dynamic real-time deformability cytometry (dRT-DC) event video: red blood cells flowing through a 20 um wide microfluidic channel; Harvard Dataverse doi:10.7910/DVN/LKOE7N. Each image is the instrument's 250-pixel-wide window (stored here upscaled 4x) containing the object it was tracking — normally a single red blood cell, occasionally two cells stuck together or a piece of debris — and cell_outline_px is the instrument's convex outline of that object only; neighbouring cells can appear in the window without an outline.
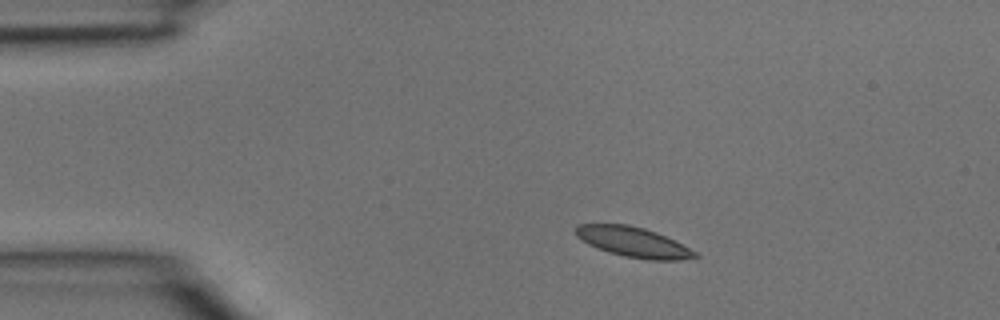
{"species": "common noctule bat (a hibernating species)", "species_latin": "Nyctalus noctula", "temperature_condition": "room temperature", "stored_images_in_passage": 2, "camera_frame_rate_fps": 3000, "um_per_image_px": 0.085, "animal": {"sex": "male", "body_mass_g": 15.6}, "frame": {"image": 1, "passage_image": 1, "time_ms": 0.0, "image_size_px": [1000, 320], "cell_outline_px": [[700, 256], [680, 260], [648, 260], [624, 256], [608, 252], [596, 248], [588, 244], [576, 236], [576, 224], [628, 224], [644, 228], [656, 232], [696, 252]], "centroid_in_image_um": [53.79, 20.58], "position_along_channel_um": 31.2, "area_um2": 20.69}}